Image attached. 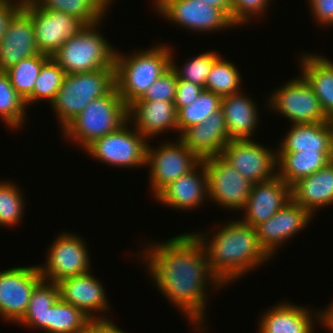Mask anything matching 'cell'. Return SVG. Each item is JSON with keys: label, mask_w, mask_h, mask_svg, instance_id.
<instances>
[{"label": "cell", "mask_w": 333, "mask_h": 333, "mask_svg": "<svg viewBox=\"0 0 333 333\" xmlns=\"http://www.w3.org/2000/svg\"><path fill=\"white\" fill-rule=\"evenodd\" d=\"M162 242L146 245L148 250L144 249L142 254L151 280L162 295L203 332L208 286L221 289L224 285L210 270L208 256L195 232Z\"/></svg>", "instance_id": "cell-1"}, {"label": "cell", "mask_w": 333, "mask_h": 333, "mask_svg": "<svg viewBox=\"0 0 333 333\" xmlns=\"http://www.w3.org/2000/svg\"><path fill=\"white\" fill-rule=\"evenodd\" d=\"M225 224L210 239L207 233L195 234L208 256L210 270L223 285L271 259L260 246L255 228L241 219Z\"/></svg>", "instance_id": "cell-2"}, {"label": "cell", "mask_w": 333, "mask_h": 333, "mask_svg": "<svg viewBox=\"0 0 333 333\" xmlns=\"http://www.w3.org/2000/svg\"><path fill=\"white\" fill-rule=\"evenodd\" d=\"M171 50L168 45L159 44L128 56L116 49V89L127 107L140 99L151 84L171 68Z\"/></svg>", "instance_id": "cell-3"}, {"label": "cell", "mask_w": 333, "mask_h": 333, "mask_svg": "<svg viewBox=\"0 0 333 333\" xmlns=\"http://www.w3.org/2000/svg\"><path fill=\"white\" fill-rule=\"evenodd\" d=\"M116 87L115 67L91 72L66 74L50 106L63 129L93 100L109 94Z\"/></svg>", "instance_id": "cell-4"}, {"label": "cell", "mask_w": 333, "mask_h": 333, "mask_svg": "<svg viewBox=\"0 0 333 333\" xmlns=\"http://www.w3.org/2000/svg\"><path fill=\"white\" fill-rule=\"evenodd\" d=\"M128 120V107L116 87L107 95L91 101L61 131L69 141L85 149L96 139L116 131Z\"/></svg>", "instance_id": "cell-5"}, {"label": "cell", "mask_w": 333, "mask_h": 333, "mask_svg": "<svg viewBox=\"0 0 333 333\" xmlns=\"http://www.w3.org/2000/svg\"><path fill=\"white\" fill-rule=\"evenodd\" d=\"M99 23L86 25L77 35L67 39L52 56L66 74L91 72L115 67V51L98 31Z\"/></svg>", "instance_id": "cell-6"}, {"label": "cell", "mask_w": 333, "mask_h": 333, "mask_svg": "<svg viewBox=\"0 0 333 333\" xmlns=\"http://www.w3.org/2000/svg\"><path fill=\"white\" fill-rule=\"evenodd\" d=\"M129 124L130 121L127 120L116 131L96 139L84 149V152L117 168L146 167L147 139L134 126L129 129Z\"/></svg>", "instance_id": "cell-7"}, {"label": "cell", "mask_w": 333, "mask_h": 333, "mask_svg": "<svg viewBox=\"0 0 333 333\" xmlns=\"http://www.w3.org/2000/svg\"><path fill=\"white\" fill-rule=\"evenodd\" d=\"M268 102L270 109L288 118L292 124L330 121L323 112L313 88L302 75L277 88L270 95Z\"/></svg>", "instance_id": "cell-8"}, {"label": "cell", "mask_w": 333, "mask_h": 333, "mask_svg": "<svg viewBox=\"0 0 333 333\" xmlns=\"http://www.w3.org/2000/svg\"><path fill=\"white\" fill-rule=\"evenodd\" d=\"M208 179V199L230 210H243L251 192V183L220 155L202 160Z\"/></svg>", "instance_id": "cell-9"}, {"label": "cell", "mask_w": 333, "mask_h": 333, "mask_svg": "<svg viewBox=\"0 0 333 333\" xmlns=\"http://www.w3.org/2000/svg\"><path fill=\"white\" fill-rule=\"evenodd\" d=\"M201 160L178 138L173 143H162L157 149L147 145L146 166L150 187L156 197L166 186L191 171ZM150 166V167H149Z\"/></svg>", "instance_id": "cell-10"}, {"label": "cell", "mask_w": 333, "mask_h": 333, "mask_svg": "<svg viewBox=\"0 0 333 333\" xmlns=\"http://www.w3.org/2000/svg\"><path fill=\"white\" fill-rule=\"evenodd\" d=\"M72 233H60L48 250L45 265H39L44 280L58 283L62 279L90 271L87 244Z\"/></svg>", "instance_id": "cell-11"}, {"label": "cell", "mask_w": 333, "mask_h": 333, "mask_svg": "<svg viewBox=\"0 0 333 333\" xmlns=\"http://www.w3.org/2000/svg\"><path fill=\"white\" fill-rule=\"evenodd\" d=\"M31 15L35 29V40L41 54L52 57L64 42L79 34L86 24L68 13L45 10L33 1L23 3Z\"/></svg>", "instance_id": "cell-12"}, {"label": "cell", "mask_w": 333, "mask_h": 333, "mask_svg": "<svg viewBox=\"0 0 333 333\" xmlns=\"http://www.w3.org/2000/svg\"><path fill=\"white\" fill-rule=\"evenodd\" d=\"M156 10L185 29L194 32H216L234 27L230 18L221 10L198 0H155Z\"/></svg>", "instance_id": "cell-13"}, {"label": "cell", "mask_w": 333, "mask_h": 333, "mask_svg": "<svg viewBox=\"0 0 333 333\" xmlns=\"http://www.w3.org/2000/svg\"><path fill=\"white\" fill-rule=\"evenodd\" d=\"M251 183H262L277 175V151L253 139L232 140L220 155Z\"/></svg>", "instance_id": "cell-14"}, {"label": "cell", "mask_w": 333, "mask_h": 333, "mask_svg": "<svg viewBox=\"0 0 333 333\" xmlns=\"http://www.w3.org/2000/svg\"><path fill=\"white\" fill-rule=\"evenodd\" d=\"M38 265L0 271V316L17 323L27 311L31 294L42 280Z\"/></svg>", "instance_id": "cell-15"}, {"label": "cell", "mask_w": 333, "mask_h": 333, "mask_svg": "<svg viewBox=\"0 0 333 333\" xmlns=\"http://www.w3.org/2000/svg\"><path fill=\"white\" fill-rule=\"evenodd\" d=\"M312 216L308 209L290 199L271 218L255 227L260 246L270 258L275 256L283 242L310 224Z\"/></svg>", "instance_id": "cell-16"}, {"label": "cell", "mask_w": 333, "mask_h": 333, "mask_svg": "<svg viewBox=\"0 0 333 333\" xmlns=\"http://www.w3.org/2000/svg\"><path fill=\"white\" fill-rule=\"evenodd\" d=\"M57 284L63 301L81 309L92 321L107 320L108 317L96 316L99 311L107 313L110 306L103 285L90 271L67 277Z\"/></svg>", "instance_id": "cell-17"}, {"label": "cell", "mask_w": 333, "mask_h": 333, "mask_svg": "<svg viewBox=\"0 0 333 333\" xmlns=\"http://www.w3.org/2000/svg\"><path fill=\"white\" fill-rule=\"evenodd\" d=\"M40 54L31 15L22 7L10 20L0 42V71H6L22 59Z\"/></svg>", "instance_id": "cell-18"}, {"label": "cell", "mask_w": 333, "mask_h": 333, "mask_svg": "<svg viewBox=\"0 0 333 333\" xmlns=\"http://www.w3.org/2000/svg\"><path fill=\"white\" fill-rule=\"evenodd\" d=\"M290 199L291 186L277 175L267 182L255 183L242 210L245 215L241 221L255 228L271 218Z\"/></svg>", "instance_id": "cell-19"}, {"label": "cell", "mask_w": 333, "mask_h": 333, "mask_svg": "<svg viewBox=\"0 0 333 333\" xmlns=\"http://www.w3.org/2000/svg\"><path fill=\"white\" fill-rule=\"evenodd\" d=\"M199 171V172H198ZM208 179L201 160L191 171L166 186L155 199L179 210H193L208 200Z\"/></svg>", "instance_id": "cell-20"}, {"label": "cell", "mask_w": 333, "mask_h": 333, "mask_svg": "<svg viewBox=\"0 0 333 333\" xmlns=\"http://www.w3.org/2000/svg\"><path fill=\"white\" fill-rule=\"evenodd\" d=\"M177 138L200 160L221 155L230 141L222 109L213 112L202 123L185 129Z\"/></svg>", "instance_id": "cell-21"}, {"label": "cell", "mask_w": 333, "mask_h": 333, "mask_svg": "<svg viewBox=\"0 0 333 333\" xmlns=\"http://www.w3.org/2000/svg\"><path fill=\"white\" fill-rule=\"evenodd\" d=\"M177 114L174 102L163 100H136L128 107L130 126L147 140L170 129L178 132Z\"/></svg>", "instance_id": "cell-22"}, {"label": "cell", "mask_w": 333, "mask_h": 333, "mask_svg": "<svg viewBox=\"0 0 333 333\" xmlns=\"http://www.w3.org/2000/svg\"><path fill=\"white\" fill-rule=\"evenodd\" d=\"M264 313L259 320L258 333H314L313 323L319 320V310L312 317L313 310L287 302L276 304Z\"/></svg>", "instance_id": "cell-23"}, {"label": "cell", "mask_w": 333, "mask_h": 333, "mask_svg": "<svg viewBox=\"0 0 333 333\" xmlns=\"http://www.w3.org/2000/svg\"><path fill=\"white\" fill-rule=\"evenodd\" d=\"M291 199L312 214L333 204V160L317 172L291 185Z\"/></svg>", "instance_id": "cell-24"}, {"label": "cell", "mask_w": 333, "mask_h": 333, "mask_svg": "<svg viewBox=\"0 0 333 333\" xmlns=\"http://www.w3.org/2000/svg\"><path fill=\"white\" fill-rule=\"evenodd\" d=\"M277 153L299 151L333 152V127L330 121L311 124H292L279 142Z\"/></svg>", "instance_id": "cell-25"}, {"label": "cell", "mask_w": 333, "mask_h": 333, "mask_svg": "<svg viewBox=\"0 0 333 333\" xmlns=\"http://www.w3.org/2000/svg\"><path fill=\"white\" fill-rule=\"evenodd\" d=\"M255 103L242 92L222 97L221 109L230 141L252 139L260 119Z\"/></svg>", "instance_id": "cell-26"}, {"label": "cell", "mask_w": 333, "mask_h": 333, "mask_svg": "<svg viewBox=\"0 0 333 333\" xmlns=\"http://www.w3.org/2000/svg\"><path fill=\"white\" fill-rule=\"evenodd\" d=\"M303 56V57H302ZM299 61L302 76L311 85L325 115L333 117V61L317 54H304Z\"/></svg>", "instance_id": "cell-27"}, {"label": "cell", "mask_w": 333, "mask_h": 333, "mask_svg": "<svg viewBox=\"0 0 333 333\" xmlns=\"http://www.w3.org/2000/svg\"><path fill=\"white\" fill-rule=\"evenodd\" d=\"M333 160V152L299 151L277 153V176L292 185L302 177L309 176Z\"/></svg>", "instance_id": "cell-28"}, {"label": "cell", "mask_w": 333, "mask_h": 333, "mask_svg": "<svg viewBox=\"0 0 333 333\" xmlns=\"http://www.w3.org/2000/svg\"><path fill=\"white\" fill-rule=\"evenodd\" d=\"M59 298L58 284L42 279L33 289L28 308L18 322L27 327H35L47 332V315L50 308Z\"/></svg>", "instance_id": "cell-29"}, {"label": "cell", "mask_w": 333, "mask_h": 333, "mask_svg": "<svg viewBox=\"0 0 333 333\" xmlns=\"http://www.w3.org/2000/svg\"><path fill=\"white\" fill-rule=\"evenodd\" d=\"M33 2L45 10L68 13L86 25H92L103 21L112 0H34Z\"/></svg>", "instance_id": "cell-30"}, {"label": "cell", "mask_w": 333, "mask_h": 333, "mask_svg": "<svg viewBox=\"0 0 333 333\" xmlns=\"http://www.w3.org/2000/svg\"><path fill=\"white\" fill-rule=\"evenodd\" d=\"M92 320L79 308L60 297L48 308V333H86Z\"/></svg>", "instance_id": "cell-31"}, {"label": "cell", "mask_w": 333, "mask_h": 333, "mask_svg": "<svg viewBox=\"0 0 333 333\" xmlns=\"http://www.w3.org/2000/svg\"><path fill=\"white\" fill-rule=\"evenodd\" d=\"M49 58V56L41 53L33 55L22 59L19 63L5 71L13 88L24 101L33 92L35 81L39 76L42 65Z\"/></svg>", "instance_id": "cell-32"}, {"label": "cell", "mask_w": 333, "mask_h": 333, "mask_svg": "<svg viewBox=\"0 0 333 333\" xmlns=\"http://www.w3.org/2000/svg\"><path fill=\"white\" fill-rule=\"evenodd\" d=\"M26 103L10 83L5 71H0V117L9 128H20L26 119ZM25 118V119H24Z\"/></svg>", "instance_id": "cell-33"}, {"label": "cell", "mask_w": 333, "mask_h": 333, "mask_svg": "<svg viewBox=\"0 0 333 333\" xmlns=\"http://www.w3.org/2000/svg\"><path fill=\"white\" fill-rule=\"evenodd\" d=\"M240 83L241 75L235 64L219 57L212 65L204 89L224 97L241 92Z\"/></svg>", "instance_id": "cell-34"}, {"label": "cell", "mask_w": 333, "mask_h": 333, "mask_svg": "<svg viewBox=\"0 0 333 333\" xmlns=\"http://www.w3.org/2000/svg\"><path fill=\"white\" fill-rule=\"evenodd\" d=\"M222 97L208 90H203L190 105L181 108L177 114L179 135L187 128L202 123L213 112L221 108Z\"/></svg>", "instance_id": "cell-35"}, {"label": "cell", "mask_w": 333, "mask_h": 333, "mask_svg": "<svg viewBox=\"0 0 333 333\" xmlns=\"http://www.w3.org/2000/svg\"><path fill=\"white\" fill-rule=\"evenodd\" d=\"M66 73L58 63L50 57L40 70L39 76L35 81L33 92L25 100L26 106L47 99L51 103L58 93Z\"/></svg>", "instance_id": "cell-36"}, {"label": "cell", "mask_w": 333, "mask_h": 333, "mask_svg": "<svg viewBox=\"0 0 333 333\" xmlns=\"http://www.w3.org/2000/svg\"><path fill=\"white\" fill-rule=\"evenodd\" d=\"M21 190L12 182L0 181V226H16L23 216L24 199Z\"/></svg>", "instance_id": "cell-37"}, {"label": "cell", "mask_w": 333, "mask_h": 333, "mask_svg": "<svg viewBox=\"0 0 333 333\" xmlns=\"http://www.w3.org/2000/svg\"><path fill=\"white\" fill-rule=\"evenodd\" d=\"M219 57L220 55L214 51H206L200 55L198 54L196 57L190 58L184 66L179 69L176 63H174L175 60L171 51V68L177 74L178 80L189 81L205 88L206 80L212 65Z\"/></svg>", "instance_id": "cell-38"}, {"label": "cell", "mask_w": 333, "mask_h": 333, "mask_svg": "<svg viewBox=\"0 0 333 333\" xmlns=\"http://www.w3.org/2000/svg\"><path fill=\"white\" fill-rule=\"evenodd\" d=\"M177 83V74L170 68L160 78L154 81L138 100H163L166 102H174Z\"/></svg>", "instance_id": "cell-39"}, {"label": "cell", "mask_w": 333, "mask_h": 333, "mask_svg": "<svg viewBox=\"0 0 333 333\" xmlns=\"http://www.w3.org/2000/svg\"><path fill=\"white\" fill-rule=\"evenodd\" d=\"M270 0H231V21L237 27L263 15ZM253 15V16H252Z\"/></svg>", "instance_id": "cell-40"}, {"label": "cell", "mask_w": 333, "mask_h": 333, "mask_svg": "<svg viewBox=\"0 0 333 333\" xmlns=\"http://www.w3.org/2000/svg\"><path fill=\"white\" fill-rule=\"evenodd\" d=\"M204 88L198 84H194L185 80H178L174 104L177 112L192 104L200 95Z\"/></svg>", "instance_id": "cell-41"}, {"label": "cell", "mask_w": 333, "mask_h": 333, "mask_svg": "<svg viewBox=\"0 0 333 333\" xmlns=\"http://www.w3.org/2000/svg\"><path fill=\"white\" fill-rule=\"evenodd\" d=\"M308 2L314 19L319 25L333 24V0H309Z\"/></svg>", "instance_id": "cell-42"}, {"label": "cell", "mask_w": 333, "mask_h": 333, "mask_svg": "<svg viewBox=\"0 0 333 333\" xmlns=\"http://www.w3.org/2000/svg\"><path fill=\"white\" fill-rule=\"evenodd\" d=\"M14 2V3H13ZM23 7V2L16 0H0V42L2 41L10 20Z\"/></svg>", "instance_id": "cell-43"}, {"label": "cell", "mask_w": 333, "mask_h": 333, "mask_svg": "<svg viewBox=\"0 0 333 333\" xmlns=\"http://www.w3.org/2000/svg\"><path fill=\"white\" fill-rule=\"evenodd\" d=\"M86 333H126L112 322V320L91 321Z\"/></svg>", "instance_id": "cell-44"}, {"label": "cell", "mask_w": 333, "mask_h": 333, "mask_svg": "<svg viewBox=\"0 0 333 333\" xmlns=\"http://www.w3.org/2000/svg\"><path fill=\"white\" fill-rule=\"evenodd\" d=\"M331 303L323 311H319V322L333 333V302Z\"/></svg>", "instance_id": "cell-45"}, {"label": "cell", "mask_w": 333, "mask_h": 333, "mask_svg": "<svg viewBox=\"0 0 333 333\" xmlns=\"http://www.w3.org/2000/svg\"><path fill=\"white\" fill-rule=\"evenodd\" d=\"M203 3L221 9L231 20V0H198Z\"/></svg>", "instance_id": "cell-46"}, {"label": "cell", "mask_w": 333, "mask_h": 333, "mask_svg": "<svg viewBox=\"0 0 333 333\" xmlns=\"http://www.w3.org/2000/svg\"><path fill=\"white\" fill-rule=\"evenodd\" d=\"M20 1L25 3V2L34 1V0H20Z\"/></svg>", "instance_id": "cell-47"}, {"label": "cell", "mask_w": 333, "mask_h": 333, "mask_svg": "<svg viewBox=\"0 0 333 333\" xmlns=\"http://www.w3.org/2000/svg\"><path fill=\"white\" fill-rule=\"evenodd\" d=\"M330 123L332 124L333 127V117L330 119Z\"/></svg>", "instance_id": "cell-48"}]
</instances>
